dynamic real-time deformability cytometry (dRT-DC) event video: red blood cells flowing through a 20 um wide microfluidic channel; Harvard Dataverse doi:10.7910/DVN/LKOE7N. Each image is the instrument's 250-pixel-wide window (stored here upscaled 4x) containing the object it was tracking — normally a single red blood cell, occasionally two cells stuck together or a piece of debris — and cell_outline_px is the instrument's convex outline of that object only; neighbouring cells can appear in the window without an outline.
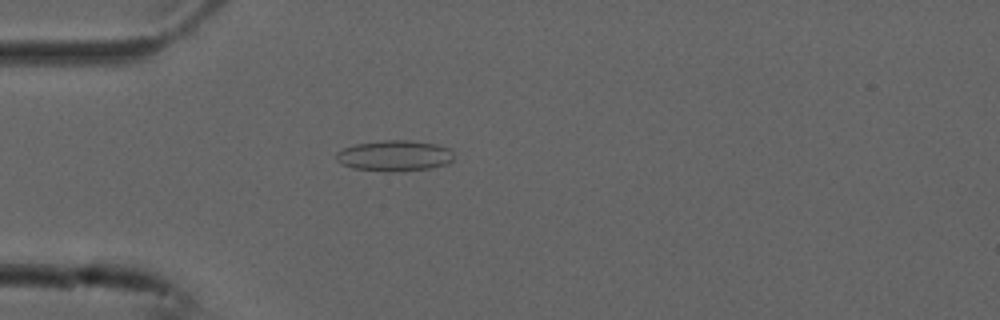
{"species": "common noctule bat (a hibernating species)", "species_latin": "Nyctalus noctula", "temperature_condition": "cold", "stored_images_in_passage": 51, "camera_frame_rate_fps": 3000, "um_per_image_px": 0.085, "animal": {"sex": "male", "forearm_length_mm": 52.5}, "frame": {"image": 1, "passage_image": 15, "time_ms": 4.667, "image_size_px": [1000, 320], "cell_outline_px": [[452, 160], [448, 164], [432, 168], [400, 172], [384, 172], [352, 168], [336, 160], [336, 152], [344, 148], [356, 144], [384, 140], [408, 140], [436, 144], [448, 148], [452, 152]], "centroid_in_image_um": [33.54, 13.25], "position_along_channel_um": 51.5, "area_um2": 21.27}}
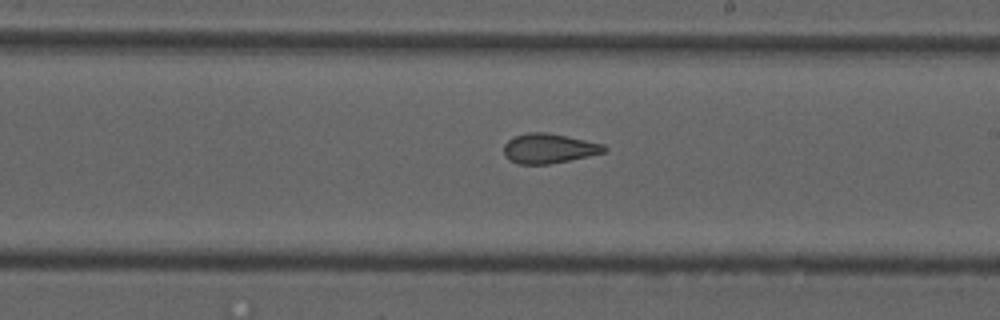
{"frame": {"image": 2, "passage_image": 31, "time_ms": 10.0, "image_size_px": [1000, 320], "cell_outline_px": [[608, 148], [604, 152], [588, 156], [548, 164], [520, 164], [508, 160], [504, 156], [504, 144], [508, 140], [516, 136], [528, 132], [544, 132], [604, 144]], "centroid_in_image_um": [46.62, 12.62], "position_along_channel_um": 242.4, "area_um2": 17.17}}
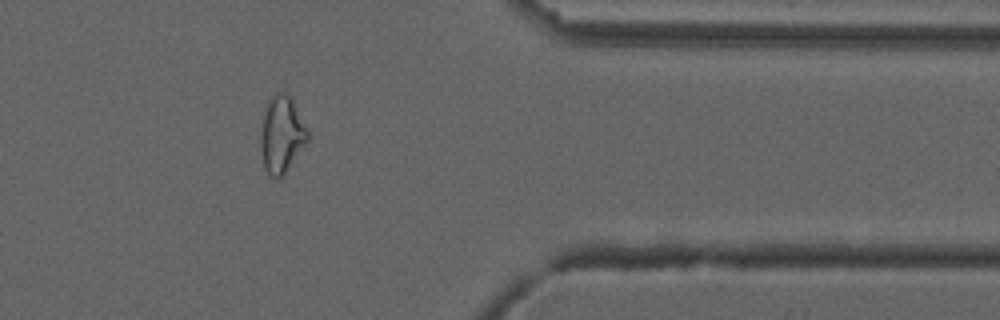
{"frame": {"image": 3, "passage_image": 44, "time_ms": 14.333, "image_size_px": [1000, 320], "cell_outline_px": [[308, 140], [284, 172], [276, 180], [268, 172], [264, 164], [260, 148], [260, 140], [264, 116], [268, 104], [272, 96], [276, 92], [284, 92], [292, 100], [308, 132]], "centroid_in_image_um": [23.93, 11.43], "position_along_channel_um": 387.5, "area_um2": 20.0}, "authors_computed_cell_mechanics": {"area_um2": 18.3804, "velocity_mm_per_s": 3.7642, "shape_relaxation_time_tau1_ms": null, "shape_relaxation_time_tau2_ms": 1.77, "deformation_change_tau1": null, "deformation_change_tau2": 0.0881}}